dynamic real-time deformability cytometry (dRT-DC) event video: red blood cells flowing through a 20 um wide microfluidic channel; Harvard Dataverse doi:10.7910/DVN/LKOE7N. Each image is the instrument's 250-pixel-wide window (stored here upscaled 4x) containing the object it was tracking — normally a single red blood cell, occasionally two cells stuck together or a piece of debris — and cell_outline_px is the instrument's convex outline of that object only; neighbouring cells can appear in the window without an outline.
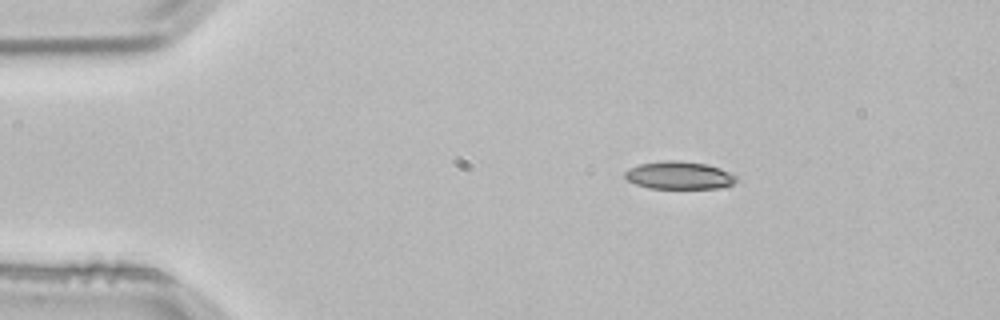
{"species": "common noctule bat (a hibernating species)", "species_latin": "Nyctalus noctula", "temperature_condition": "room temperature", "stored_images_in_passage": 2, "camera_frame_rate_fps": 3000, "um_per_image_px": 0.085, "animal": {"sex": "male", "body_mass_g": 21.5, "forearm_length_mm": 52.0}, "frame": {"image": 1, "passage_image": 1, "time_ms": 0.0, "image_size_px": [1000, 320], "cell_outline_px": [[736, 180], [732, 184], [720, 188], [648, 188], [636, 184], [628, 180], [624, 176], [624, 172], [628, 168], [640, 164], [664, 160], [676, 160], [708, 164], [720, 168], [736, 176]], "centroid_in_image_um": [57.7, 14.9], "position_along_channel_um": 27.3, "area_um2": 17.98}}